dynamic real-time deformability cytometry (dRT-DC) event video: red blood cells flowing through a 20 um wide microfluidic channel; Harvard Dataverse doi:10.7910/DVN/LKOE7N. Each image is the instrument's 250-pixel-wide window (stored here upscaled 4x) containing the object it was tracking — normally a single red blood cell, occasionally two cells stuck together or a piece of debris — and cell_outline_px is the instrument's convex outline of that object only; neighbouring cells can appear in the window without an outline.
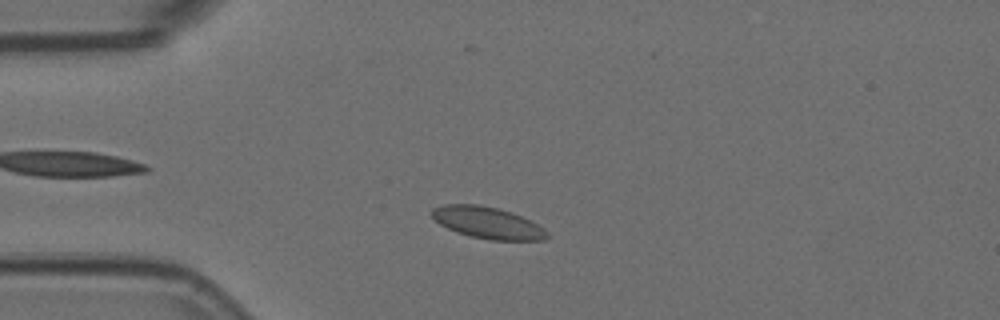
{"species": "Egyptian fruit bat (a non-hibernating species)", "species_latin": "Rousettus aegyptiacus", "temperature_condition": "room temperature", "stored_images_in_passage": 38, "camera_frame_rate_fps": 3000, "um_per_image_px": 0.085, "animal": {"sex": "female"}, "frame": {"image": 1, "passage_image": 7, "time_ms": 2.0, "image_size_px": [1000, 320], "cell_outline_px": [[552, 236], [544, 240], [492, 240], [472, 236], [456, 232], [440, 224], [432, 216], [432, 208], [444, 204], [480, 204], [500, 208], [512, 212], [532, 220], [544, 228]], "centroid_in_image_um": [41.51, 18.92], "position_along_channel_um": 43.5, "area_um2": 21.5}}
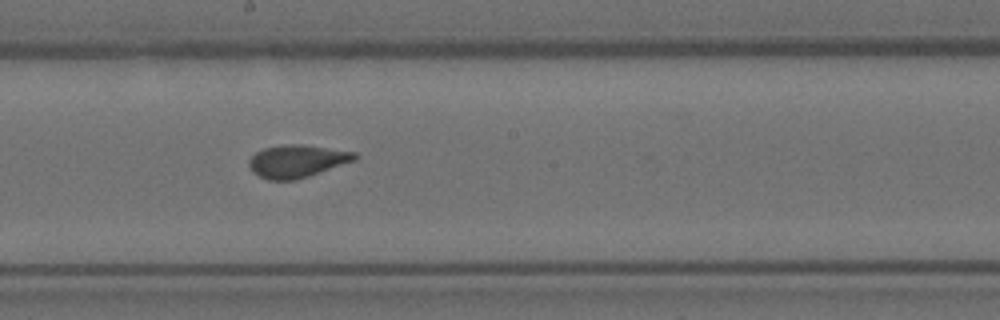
{"frame": {"image": 2, "passage_image": 24, "time_ms": 7.667, "image_size_px": [1000, 320], "cell_outline_px": [[360, 156], [356, 160], [296, 180], [268, 180], [252, 172], [248, 164], [248, 160], [256, 152], [264, 148], [284, 144], [304, 144], [356, 152]], "centroid_in_image_um": [25.26, 13.69], "position_along_channel_um": 222.9, "area_um2": 20.23}}
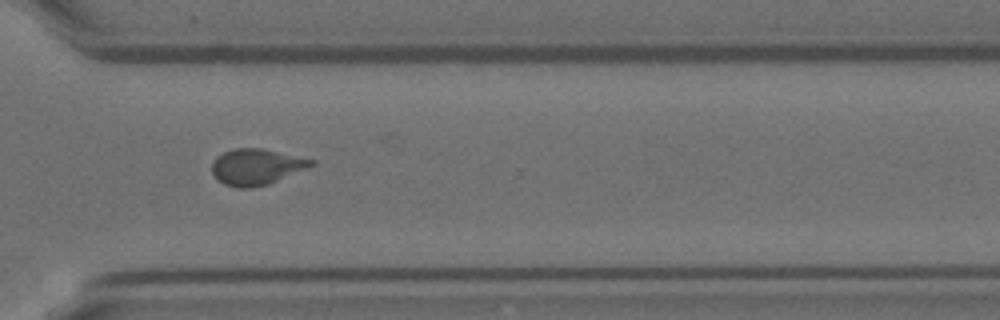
{"frame": {"image": 3, "passage_image": 36, "time_ms": 11.667, "image_size_px": [1000, 320], "cell_outline_px": [[316, 164], [268, 184], [248, 188], [236, 188], [224, 184], [212, 172], [212, 160], [216, 156], [224, 152], [236, 148], [260, 148], [316, 160]], "centroid_in_image_um": [21.78, 14.17], "position_along_channel_um": 348.8, "area_um2": 20.63}, "authors_computed_cell_mechanics": {"area_um2": 20.2878, "velocity_mm_per_s": 3.2257, "shape_relaxation_time_tau1_ms": null, "shape_relaxation_time_tau2_ms": 2.0376, "deformation_change_tau1": null, "deformation_change_tau2": 0.0478}}